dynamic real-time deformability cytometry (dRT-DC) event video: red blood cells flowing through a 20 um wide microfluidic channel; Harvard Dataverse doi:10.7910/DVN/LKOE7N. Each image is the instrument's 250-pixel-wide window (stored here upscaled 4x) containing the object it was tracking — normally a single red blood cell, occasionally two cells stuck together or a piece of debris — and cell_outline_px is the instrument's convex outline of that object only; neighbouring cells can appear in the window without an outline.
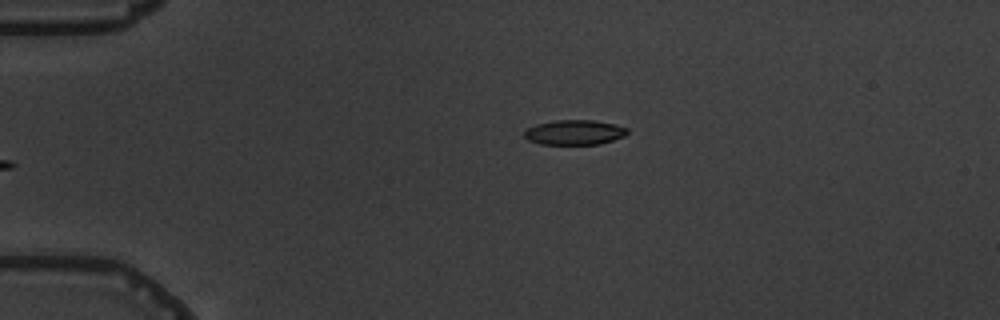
{"species": "common noctule bat (a hibernating species)", "species_latin": "Nyctalus noctula", "temperature_condition": "warm", "stored_images_in_passage": 4, "camera_frame_rate_fps": 3000, "um_per_image_px": 0.085, "animal": {"sex": "male", "body_mass_g": 19.5, "forearm_length_mm": 54.6}, "frame": {"image": 1, "passage_image": 4, "time_ms": 4.333, "image_size_px": [1000, 320], "cell_outline_px": [[628, 132], [624, 136], [600, 144], [540, 144], [528, 140], [524, 136], [524, 132], [528, 128], [536, 124], [556, 120], [592, 120], [616, 124], [628, 128]], "centroid_in_image_um": [48.84, 11.25], "position_along_channel_um": 36.2, "area_um2": 14.91}}